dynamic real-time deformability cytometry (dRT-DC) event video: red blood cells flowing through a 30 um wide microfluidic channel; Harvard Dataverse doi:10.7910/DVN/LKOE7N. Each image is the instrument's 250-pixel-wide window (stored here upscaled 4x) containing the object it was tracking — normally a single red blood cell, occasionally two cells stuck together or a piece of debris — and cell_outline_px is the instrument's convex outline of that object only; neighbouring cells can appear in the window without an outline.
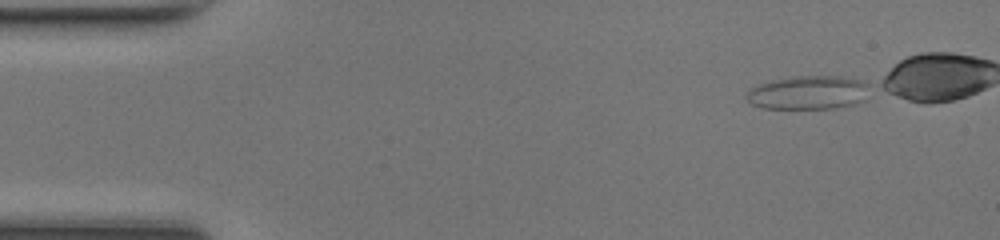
{"species": "common noctule bat (a hibernating species)", "species_latin": "Nyctalus noctula", "temperature_condition": "room temperature", "stored_images_in_passage": 1, "camera_frame_rate_fps": 3000, "um_per_image_px": 0.085, "animal": {"sex": "female", "body_mass_g": 17.0, "forearm_length_mm": 48.0}, "frame": {"image": 1, "passage_image": 1, "time_ms": 0.0, "image_size_px": [1000, 240], "cell_outline_px": [[868, 84], [864, 100], [856, 104], [836, 108], [764, 108], [752, 104], [744, 96], [748, 88], [768, 80], [792, 76], [840, 76], [864, 80]], "centroid_in_image_um": [68.66, 7.85], "position_along_channel_um": 16.3, "area_um2": 24.45}}